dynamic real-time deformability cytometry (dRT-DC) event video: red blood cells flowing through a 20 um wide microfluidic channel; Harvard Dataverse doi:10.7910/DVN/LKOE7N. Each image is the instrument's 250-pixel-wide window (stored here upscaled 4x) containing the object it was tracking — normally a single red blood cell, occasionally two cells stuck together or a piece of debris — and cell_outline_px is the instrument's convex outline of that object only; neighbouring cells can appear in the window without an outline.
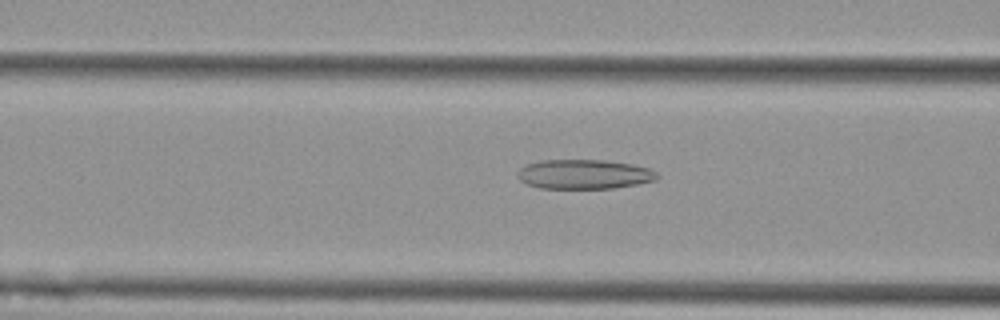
{"species": "Egyptian fruit bat (a non-hibernating species)", "species_latin": "Rousettus aegyptiacus", "temperature_condition": "cold", "stored_images_in_passage": 56, "camera_frame_rate_fps": 3000, "um_per_image_px": 0.085, "animal": {"sex": "female"}, "frame": {"image": 1, "passage_image": 22, "time_ms": 7.0, "image_size_px": [1000, 320], "cell_outline_px": [[660, 176], [656, 180], [636, 184], [612, 188], [540, 188], [528, 184], [520, 180], [516, 176], [516, 172], [524, 164], [540, 160], [604, 160], [632, 164], [648, 168], [656, 172]], "centroid_in_image_um": [49.61, 14.8], "position_along_channel_um": 117.0, "area_um2": 24.04}}
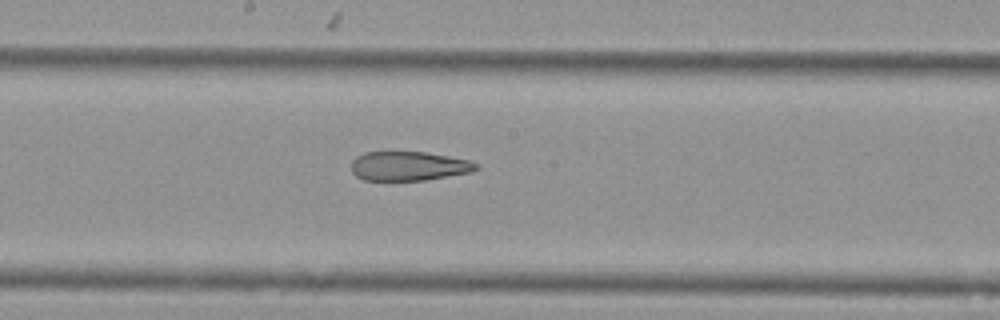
{"frame": {"image": 2, "passage_image": 30, "time_ms": 9.667, "image_size_px": [1000, 320], "cell_outline_px": [[480, 168], [472, 172], [424, 180], [364, 180], [356, 176], [352, 172], [352, 160], [356, 156], [364, 152], [424, 152], [448, 156], [468, 160], [480, 164]], "centroid_in_image_um": [34.75, 14.11], "position_along_channel_um": 213.4, "area_um2": 21.27}}
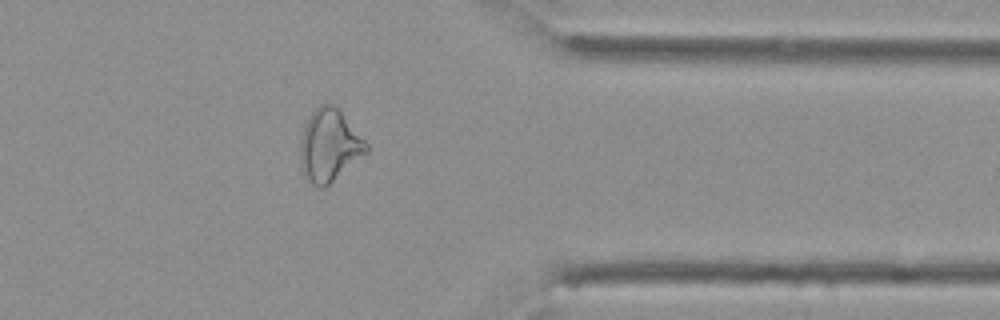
{"frame": {"image": 3, "passage_image": 45, "time_ms": 14.667, "image_size_px": [1000, 320], "cell_outline_px": [[368, 152], [324, 188], [316, 188], [304, 176], [300, 164], [300, 136], [308, 116], [320, 104], [328, 100], [336, 104], [340, 108], [368, 144]], "centroid_in_image_um": [27.98, 12.32], "position_along_channel_um": 383.4, "area_um2": 28.44}, "authors_computed_cell_mechanics": {"area_um2": 28.322, "velocity_mm_per_s": 3.6206, "shape_relaxation_time_tau1_ms": null, "shape_relaxation_time_tau2_ms": 3.6503, "deformation_change_tau1": null, "deformation_change_tau2": 0.1427}}